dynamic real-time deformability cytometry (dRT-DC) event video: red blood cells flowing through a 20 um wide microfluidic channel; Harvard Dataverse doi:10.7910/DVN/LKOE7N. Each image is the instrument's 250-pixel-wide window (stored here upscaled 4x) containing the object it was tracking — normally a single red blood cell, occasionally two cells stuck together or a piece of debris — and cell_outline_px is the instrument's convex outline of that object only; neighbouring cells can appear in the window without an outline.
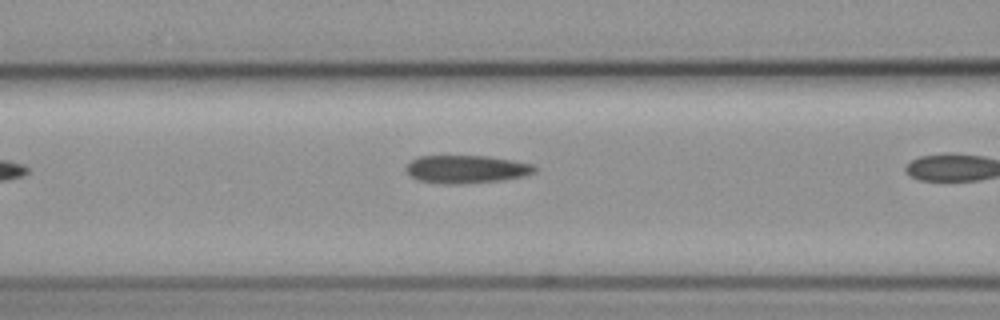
{"species": "common noctule bat (a hibernating species)", "species_latin": "Nyctalus noctula", "temperature_condition": "cold", "stored_images_in_passage": 9, "camera_frame_rate_fps": 3000, "um_per_image_px": 0.085, "animal": {"sex": "female", "body_mass_g": 19.3, "forearm_length_mm": 54.1}, "frame": {"image": 1, "passage_image": 8, "time_ms": 2.333, "image_size_px": [1000, 320], "cell_outline_px": [[536, 172], [504, 180], [464, 184], [444, 184], [416, 180], [404, 168], [412, 160], [420, 156], [488, 156], [512, 160], [532, 164], [536, 168]], "centroid_in_image_um": [39.63, 14.39], "position_along_channel_um": 127.0, "area_um2": 20.92}}